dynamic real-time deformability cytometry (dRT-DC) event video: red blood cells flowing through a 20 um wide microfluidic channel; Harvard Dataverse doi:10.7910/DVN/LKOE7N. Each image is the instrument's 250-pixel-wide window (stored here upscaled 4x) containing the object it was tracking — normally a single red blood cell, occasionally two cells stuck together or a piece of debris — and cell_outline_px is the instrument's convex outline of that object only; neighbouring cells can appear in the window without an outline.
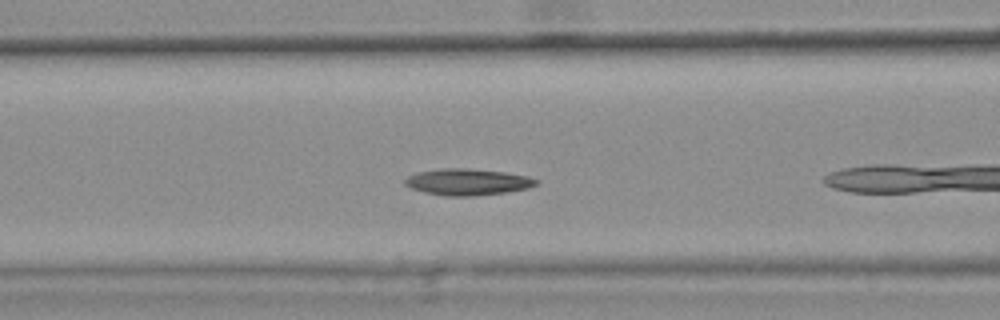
{"species": "common noctule bat (a hibernating species)", "species_latin": "Nyctalus noctula", "temperature_condition": "warm", "stored_images_in_passage": 7, "camera_frame_rate_fps": 3000, "um_per_image_px": 0.085, "animal": {"sex": "female", "body_mass_g": 25.1}, "frame": {"image": 1, "passage_image": 6, "time_ms": 1.667, "image_size_px": [1000, 320], "cell_outline_px": [[540, 180], [536, 184], [528, 188], [508, 192], [476, 196], [448, 196], [424, 192], [412, 188], [404, 184], [404, 180], [408, 176], [416, 172], [444, 168], [468, 168], [504, 172], [528, 176]], "centroid_in_image_um": [39.75, 15.46], "position_along_channel_um": 126.8, "area_um2": 20.29}}